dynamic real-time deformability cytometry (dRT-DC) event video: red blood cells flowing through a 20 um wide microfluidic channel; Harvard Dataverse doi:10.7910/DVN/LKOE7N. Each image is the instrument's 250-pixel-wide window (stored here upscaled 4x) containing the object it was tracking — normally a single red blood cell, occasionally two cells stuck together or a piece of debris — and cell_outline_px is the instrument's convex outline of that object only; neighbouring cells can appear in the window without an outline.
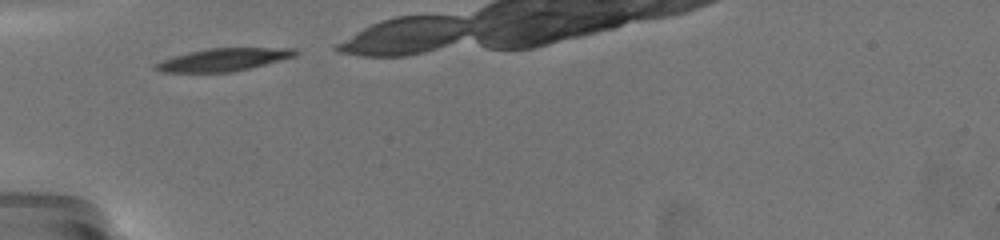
{"species": "common noctule bat (a hibernating species)", "species_latin": "Nyctalus noctula", "temperature_condition": "warm", "stored_images_in_passage": 23, "camera_frame_rate_fps": 3000, "um_per_image_px": 0.085, "animal": {"sex": "female", "body_mass_g": 19.5, "forearm_length_mm": 54.1}, "frame": {"image": 1, "passage_image": 1, "time_ms": 0.0, "image_size_px": [1000, 240], "cell_outline_px": [[300, 52], [296, 56], [232, 72], [160, 72], [152, 68], [152, 64], [188, 52], [208, 48], [296, 48]], "centroid_in_image_um": [18.98, 5.07], "position_along_channel_um": 66.0, "area_um2": 18.38}}
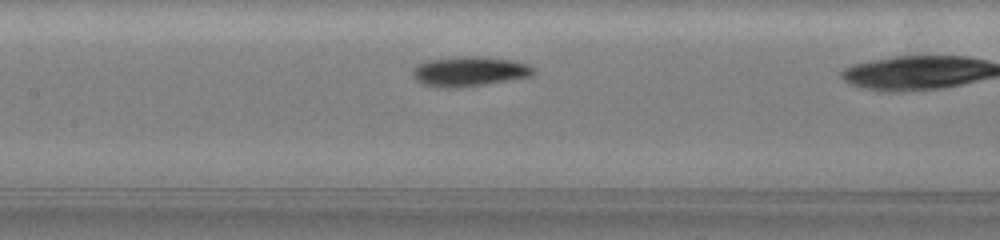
{"frame": {"image": 2, "passage_image": 21, "time_ms": 3.0, "image_size_px": [1000, 240], "cell_outline_px": [[536, 72], [532, 76], [460, 88], [436, 88], [420, 84], [412, 76], [412, 68], [416, 64], [428, 60], [456, 56], [480, 56], [512, 60], [528, 64], [536, 68]], "centroid_in_image_um": [39.85, 6.07], "position_along_channel_um": 167.5, "area_um2": 21.5}}